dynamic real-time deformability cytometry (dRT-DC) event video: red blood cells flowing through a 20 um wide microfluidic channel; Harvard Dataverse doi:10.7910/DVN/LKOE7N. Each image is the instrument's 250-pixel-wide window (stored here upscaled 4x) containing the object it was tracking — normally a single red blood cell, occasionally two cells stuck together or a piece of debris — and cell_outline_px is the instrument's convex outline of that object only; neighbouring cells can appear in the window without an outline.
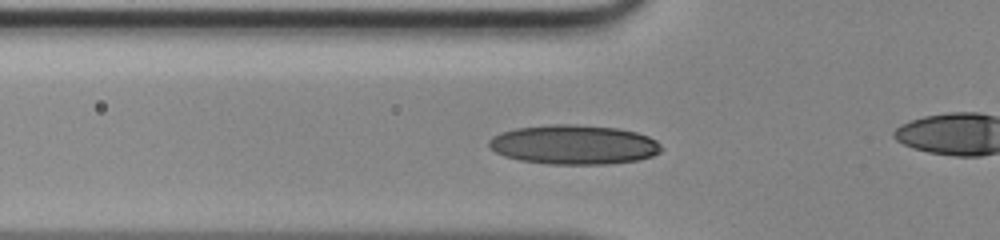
{"species": "human", "species_latin": "Homo sapiens", "temperature_condition": "room temperature", "stored_images_in_passage": 36, "camera_frame_rate_fps": 3000, "um_per_image_px": 0.085, "donor": {"sex": "male"}, "frame": {"image": 1, "passage_image": 13, "time_ms": 4.0, "image_size_px": [1000, 240], "cell_outline_px": [[664, 148], [660, 152], [652, 156], [640, 160], [608, 164], [548, 164], [520, 160], [504, 156], [496, 152], [488, 144], [488, 140], [492, 136], [500, 132], [516, 128], [552, 124], [576, 124], [616, 128], [636, 132], [648, 136], [656, 140]], "centroid_in_image_um": [48.79, 12.29], "position_along_channel_um": 77.0, "area_um2": 39.82}}
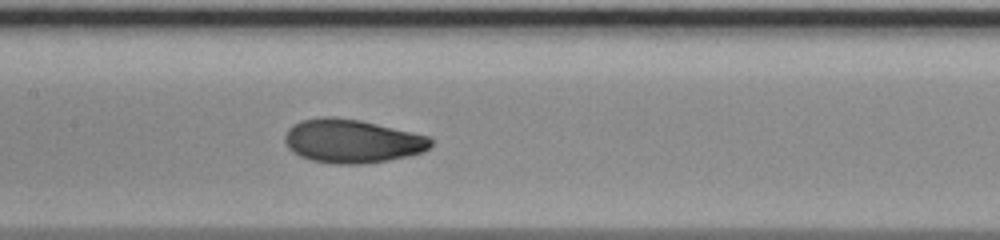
{"frame": {"image": 2, "passage_image": 20, "time_ms": 6.333, "image_size_px": [1000, 240], "cell_outline_px": [[432, 144], [428, 148], [420, 152], [408, 156], [388, 160], [364, 164], [336, 164], [312, 160], [300, 156], [292, 152], [288, 148], [284, 140], [284, 136], [288, 128], [292, 124], [300, 120], [320, 116], [332, 116], [360, 120], [412, 132], [428, 136], [432, 140]], "centroid_in_image_um": [29.87, 11.98], "position_along_channel_um": 177.5, "area_um2": 37.22}}
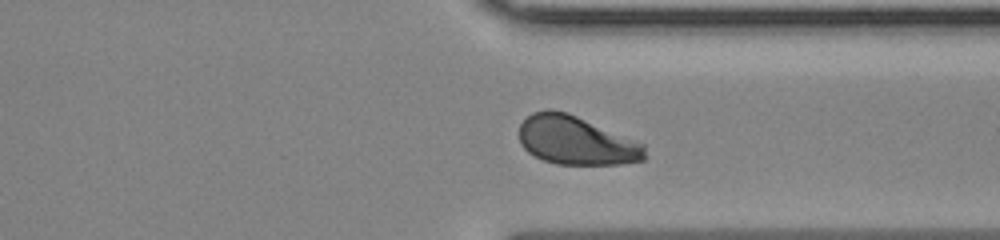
{"frame": {"image": 3, "passage_image": 33, "time_ms": 10.667, "image_size_px": [1000, 240], "cell_outline_px": [[644, 160], [620, 164], [556, 164], [544, 160], [528, 152], [520, 144], [520, 124], [532, 112], [548, 108], [552, 108], [568, 112], [644, 144]], "centroid_in_image_um": [48.93, 11.92], "position_along_channel_um": 362.5, "area_um2": 35.49}}